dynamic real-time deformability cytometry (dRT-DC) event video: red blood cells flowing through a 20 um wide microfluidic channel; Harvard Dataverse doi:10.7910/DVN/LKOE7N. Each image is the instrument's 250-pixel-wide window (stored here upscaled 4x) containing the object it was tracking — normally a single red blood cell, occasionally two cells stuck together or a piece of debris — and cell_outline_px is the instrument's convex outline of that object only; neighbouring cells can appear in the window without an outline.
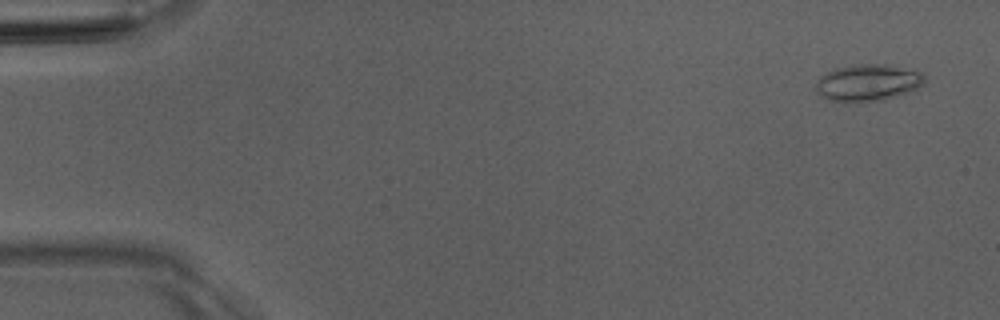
{"species": "Egyptian fruit bat (a non-hibernating species)", "species_latin": "Rousettus aegyptiacus", "temperature_condition": "room temperature", "stored_images_in_passage": 48, "camera_frame_rate_fps": 3000, "um_per_image_px": 0.085, "animal": {"sex": "male"}, "frame": {"image": 1, "passage_image": 2, "time_ms": 0.333, "image_size_px": [1000, 320], "cell_outline_px": [[928, 80], [916, 88], [896, 96], [884, 100], [848, 104], [828, 100], [820, 96], [816, 92], [816, 80], [820, 76], [836, 68], [860, 64], [888, 64], [920, 72]], "centroid_in_image_um": [73.72, 7.06], "position_along_channel_um": 11.3, "area_um2": 23.64}}
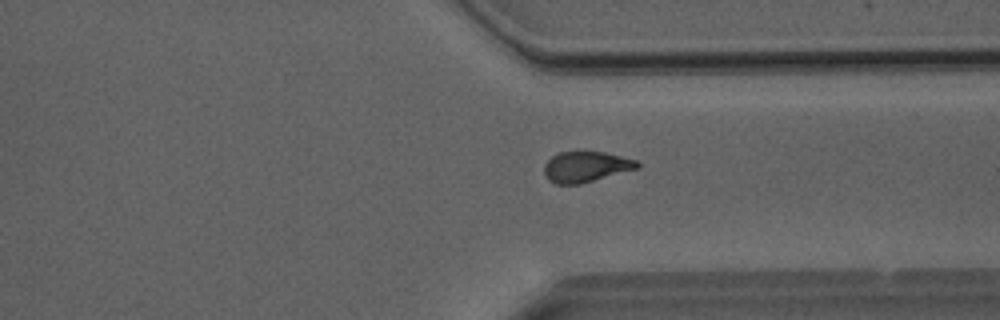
{"frame": {"image": 2, "passage_image": 38, "time_ms": 12.333, "image_size_px": [1000, 320], "cell_outline_px": [[640, 168], [580, 184], [556, 184], [548, 180], [544, 172], [544, 164], [552, 156], [560, 152], [604, 152], [636, 160], [640, 164]], "centroid_in_image_um": [49.8, 14.18], "position_along_channel_um": 361.6, "area_um2": 16.59}}
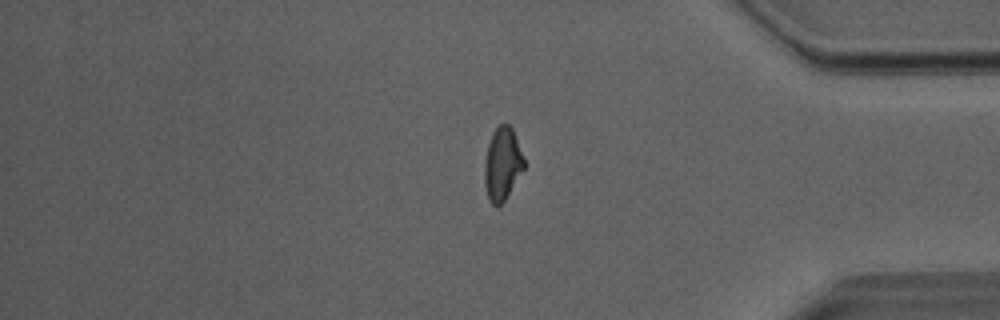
{"frame": {"image": 3, "passage_image": 42, "time_ms": 13.667, "image_size_px": [1000, 320], "cell_outline_px": [[524, 168], [504, 200], [500, 204], [492, 204], [488, 200], [484, 184], [484, 160], [488, 144], [492, 132], [500, 124], [508, 124], [512, 128], [524, 160]], "centroid_in_image_um": [42.66, 13.92], "position_along_channel_um": 392.5, "area_um2": 16.53}, "authors_computed_cell_mechanics": {"area_um2": 17.5712, "velocity_mm_per_s": 4.0656, "shape_relaxation_time_tau1_ms": 9.6319, "shape_relaxation_time_tau2_ms": 3.5799, "deformation_change_tau1": 0.2225, "deformation_change_tau2": 0.1095}}